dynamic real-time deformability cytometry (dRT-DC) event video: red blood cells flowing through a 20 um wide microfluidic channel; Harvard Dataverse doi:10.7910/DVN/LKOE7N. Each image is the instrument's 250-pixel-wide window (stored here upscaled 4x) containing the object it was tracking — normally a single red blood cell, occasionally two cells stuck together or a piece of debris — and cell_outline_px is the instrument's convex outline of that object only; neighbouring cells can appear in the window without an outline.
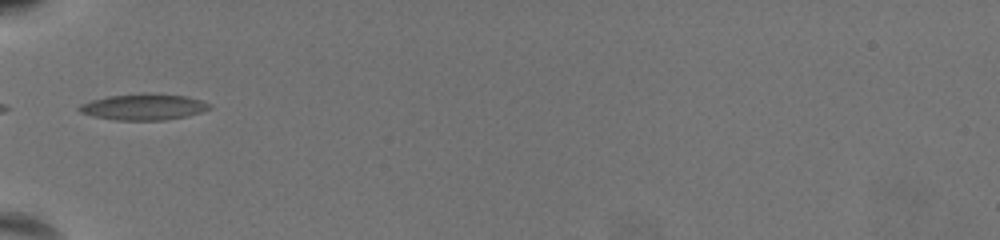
{"species": "common noctule bat (a hibernating species)", "species_latin": "Nyctalus noctula", "temperature_condition": "warm", "stored_images_in_passage": 43, "camera_frame_rate_fps": 3000, "um_per_image_px": 0.085, "animal": {"sex": "female", "body_mass_g": 19.5, "forearm_length_mm": 54.1}, "frame": {"image": 1, "passage_image": 1, "time_ms": 0.0, "image_size_px": [1000, 240], "cell_outline_px": [[212, 108], [188, 116], [164, 120], [116, 120], [92, 116], [80, 112], [76, 108], [80, 104], [92, 100], [108, 96], [184, 96], [200, 100], [208, 104]], "centroid_in_image_um": [12.15, 9.14], "position_along_channel_um": 72.8, "area_um2": 18.79}}
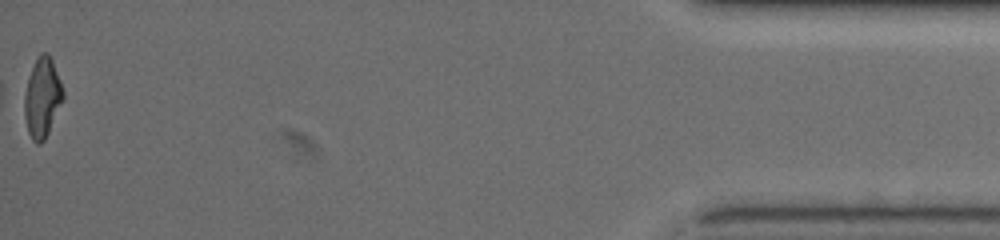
{"frame": {"image": 2, "passage_image": 43, "time_ms": 14.0, "image_size_px": [1000, 240], "cell_outline_px": [[64, 100], [44, 140], [40, 144], [36, 144], [32, 140], [28, 132], [24, 116], [24, 96], [28, 76], [40, 52], [48, 52], [52, 60], [60, 80], [64, 92]], "centroid_in_image_um": [3.59, 8.31], "position_along_channel_um": 431.6, "area_um2": 18.03}, "authors_computed_cell_mechanics": {"area_um2": 18.3226, "velocity_mm_per_s": 3.1461, "shape_relaxation_time_tau1_ms": null, "shape_relaxation_time_tau2_ms": 1.8851, "deformation_change_tau1": null, "deformation_change_tau2": 0.0995}}